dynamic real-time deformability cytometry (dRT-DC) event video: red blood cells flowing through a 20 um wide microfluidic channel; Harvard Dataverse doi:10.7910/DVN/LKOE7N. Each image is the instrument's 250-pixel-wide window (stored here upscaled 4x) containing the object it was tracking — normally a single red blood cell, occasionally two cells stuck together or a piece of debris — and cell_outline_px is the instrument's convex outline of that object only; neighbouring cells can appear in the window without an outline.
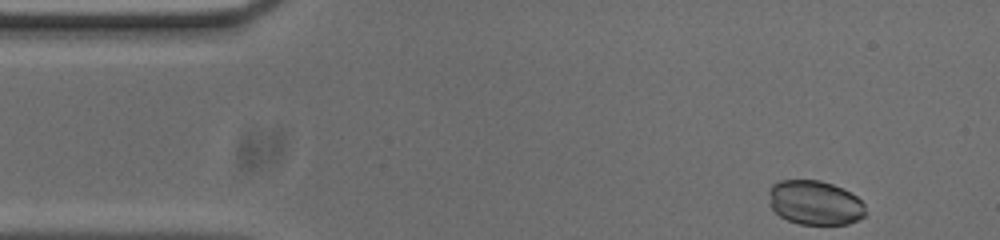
{"species": "common noctule bat (a hibernating species)", "species_latin": "Nyctalus noctula", "temperature_condition": "cold", "stored_images_in_passage": 40, "camera_frame_rate_fps": 3000, "um_per_image_px": 0.085, "animal": {"sex": "male", "body_mass_g": 20.0, "forearm_length_mm": 53.3}, "frame": {"image": 1, "passage_image": 1, "time_ms": 0.0, "image_size_px": [1000, 240], "cell_outline_px": [[864, 216], [848, 224], [800, 224], [788, 220], [780, 216], [772, 208], [768, 192], [768, 188], [772, 184], [780, 180], [820, 180], [832, 184], [856, 196], [864, 204]], "centroid_in_image_um": [69.23, 17.22], "position_along_channel_um": 15.8, "area_um2": 24.8}}
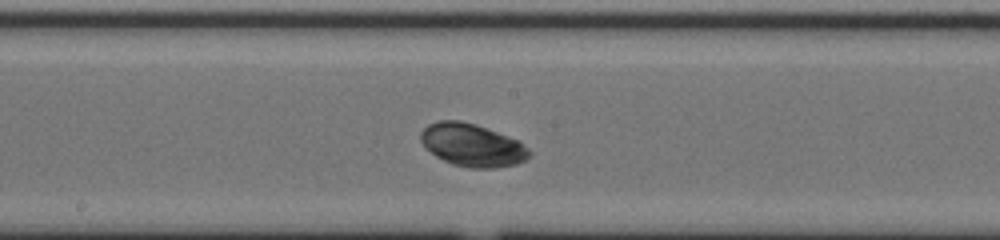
{"frame": {"image": 2, "passage_image": 23, "time_ms": 7.333, "image_size_px": [1000, 240], "cell_outline_px": [[532, 152], [524, 160], [516, 164], [492, 168], [468, 168], [452, 164], [436, 156], [424, 148], [420, 140], [420, 132], [428, 124], [440, 120], [460, 120], [476, 124], [520, 140]], "centroid_in_image_um": [40.12, 12.32], "position_along_channel_um": 208.1, "area_um2": 27.28}}
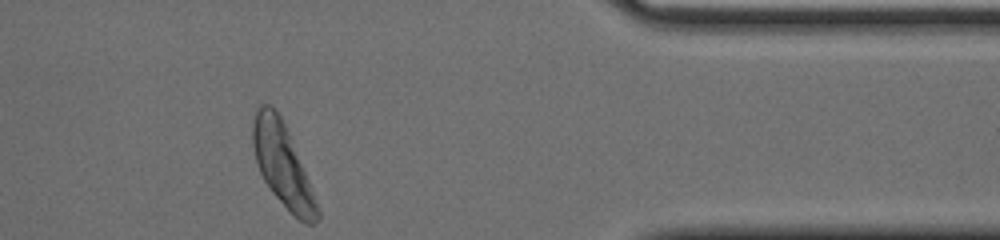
{"frame": {"image": 3, "passage_image": 40, "time_ms": 13.0, "image_size_px": [1000, 240], "cell_outline_px": [[320, 216], [312, 224], [304, 224], [288, 212], [272, 192], [264, 180], [260, 172], [256, 160], [252, 144], [252, 124], [256, 112], [260, 104], [268, 104], [280, 116], [288, 132], [312, 188], [320, 212]], "centroid_in_image_um": [24.02, 14.08], "position_along_channel_um": 387.4, "area_um2": 30.69}, "authors_computed_cell_mechanics": {"area_um2": 26.7903, "velocity_mm_per_s": 3.6796, "shape_relaxation_time_tau1_ms": 0.8838, "shape_relaxation_time_tau2_ms": null, "deformation_change_tau1": 0.0407, "deformation_change_tau2": null}}